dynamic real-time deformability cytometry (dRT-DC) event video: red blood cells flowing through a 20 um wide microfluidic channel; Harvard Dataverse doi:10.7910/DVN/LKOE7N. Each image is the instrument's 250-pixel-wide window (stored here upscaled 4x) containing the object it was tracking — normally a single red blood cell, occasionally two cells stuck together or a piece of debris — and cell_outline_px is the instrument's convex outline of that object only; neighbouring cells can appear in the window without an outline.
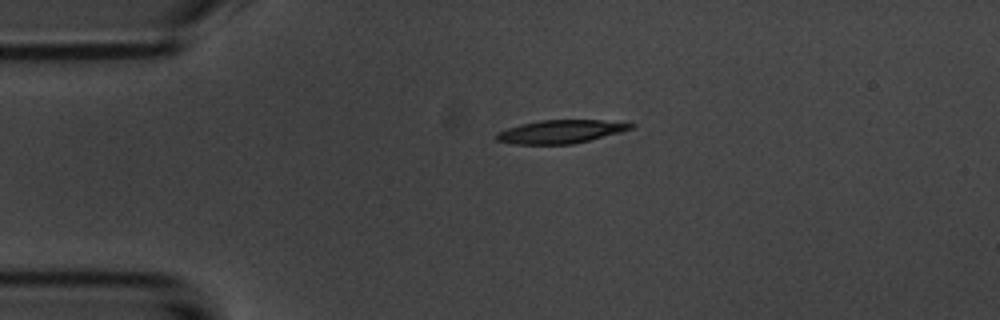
{"species": "common noctule bat (a hibernating species)", "species_latin": "Nyctalus noctula", "temperature_condition": "room temperature", "stored_images_in_passage": 2, "camera_frame_rate_fps": 3000, "um_per_image_px": 0.085, "animal": {"sex": "male", "body_mass_g": 20.1, "forearm_length_mm": 53.5}, "frame": {"image": 1, "passage_image": 1, "time_ms": 0.0, "image_size_px": [1000, 320], "cell_outline_px": [[636, 128], [572, 144], [512, 144], [496, 140], [496, 132], [520, 124], [540, 120], [600, 120], [636, 124]], "centroid_in_image_um": [47.64, 11.18], "position_along_channel_um": 37.4, "area_um2": 18.15}}